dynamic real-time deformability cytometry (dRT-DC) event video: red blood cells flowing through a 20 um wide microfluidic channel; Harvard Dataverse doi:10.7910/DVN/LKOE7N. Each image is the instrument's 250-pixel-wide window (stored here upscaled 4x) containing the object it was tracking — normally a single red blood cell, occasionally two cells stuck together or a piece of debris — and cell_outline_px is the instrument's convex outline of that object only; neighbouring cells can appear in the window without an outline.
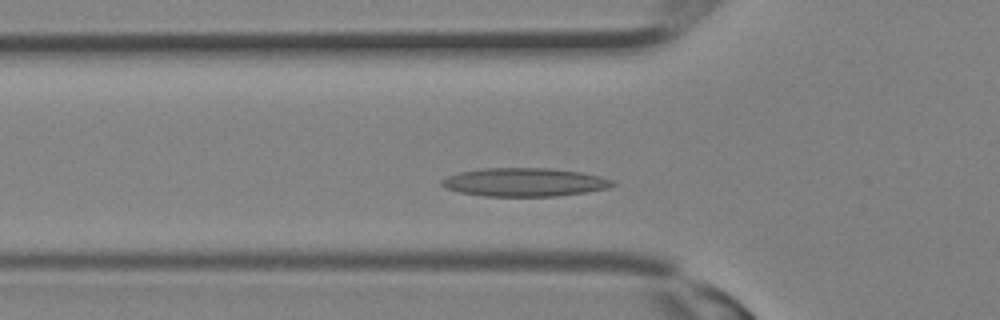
{"species": "Egyptian fruit bat (a non-hibernating species)", "species_latin": "Rousettus aegyptiacus", "temperature_condition": "room temperature", "stored_images_in_passage": 23, "camera_frame_rate_fps": 3000, "um_per_image_px": 0.085, "animal": {"sex": "female"}, "frame": {"image": 1, "passage_image": 2, "time_ms": 0.333, "image_size_px": [1000, 320], "cell_outline_px": [[616, 184], [608, 188], [584, 192], [556, 196], [484, 196], [460, 192], [448, 188], [440, 184], [440, 180], [448, 176], [460, 172], [484, 168], [548, 168], [580, 172], [600, 176], [612, 180]], "centroid_in_image_um": [44.58, 15.48], "position_along_channel_um": 81.2, "area_um2": 28.09}}
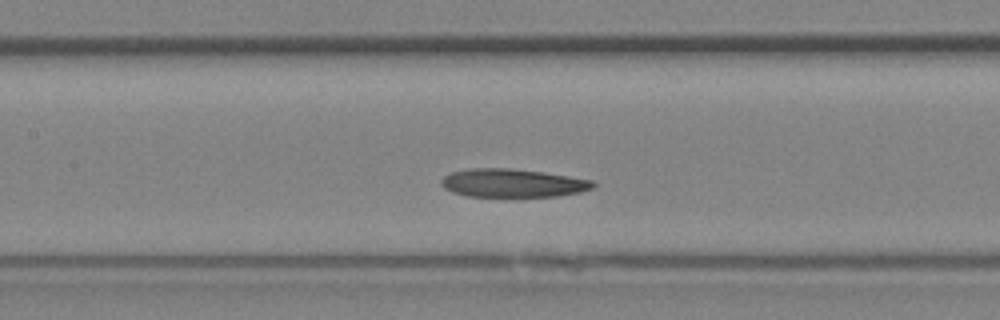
{"frame": {"image": 2, "passage_image": 6, "time_ms": 1.667, "image_size_px": [1000, 320], "cell_outline_px": [[596, 184], [592, 188], [580, 192], [556, 196], [468, 196], [452, 192], [444, 188], [440, 184], [440, 180], [444, 176], [452, 172], [468, 168], [508, 168], [544, 172], [592, 180]], "centroid_in_image_um": [43.54, 15.55], "position_along_channel_um": 163.9, "area_um2": 24.97}}
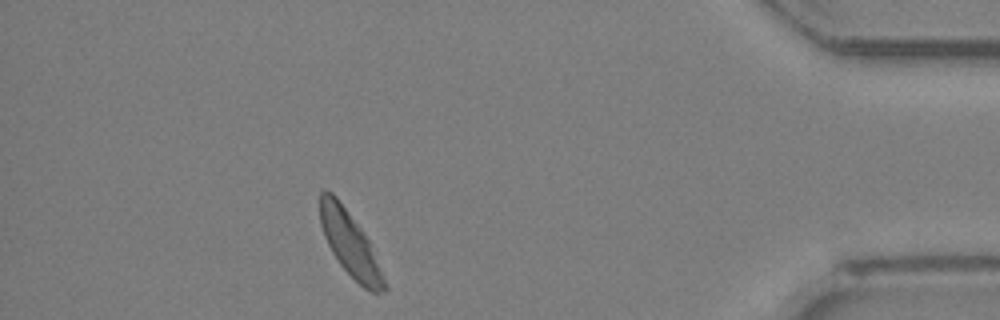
{"frame": {"image": 3, "passage_image": 20, "time_ms": 6.333, "image_size_px": [1000, 320], "cell_outline_px": [[388, 288], [384, 292], [372, 292], [364, 288], [340, 264], [332, 252], [324, 236], [320, 224], [320, 192], [324, 188], [332, 192], [336, 196], [360, 228], [368, 240]], "centroid_in_image_um": [29.71, 20.7], "position_along_channel_um": 405.5, "area_um2": 23.47}}